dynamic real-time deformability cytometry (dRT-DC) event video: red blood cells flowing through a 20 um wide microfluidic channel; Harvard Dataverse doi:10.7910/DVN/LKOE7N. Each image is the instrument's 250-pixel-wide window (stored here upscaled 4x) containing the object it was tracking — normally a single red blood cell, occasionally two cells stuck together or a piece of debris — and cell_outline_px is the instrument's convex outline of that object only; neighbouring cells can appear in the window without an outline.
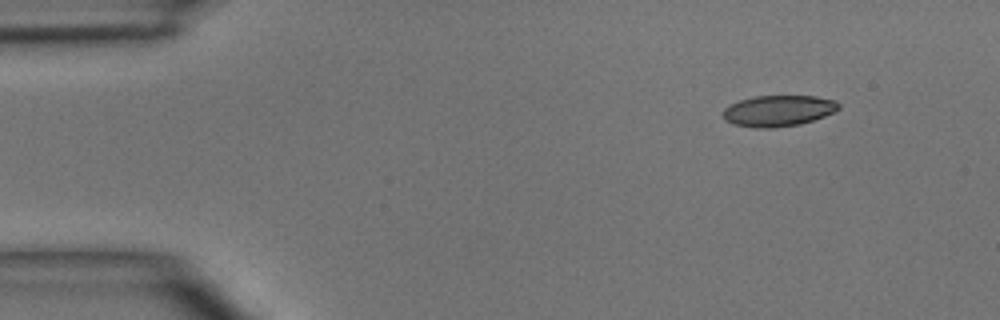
{"species": "common noctule bat (a hibernating species)", "species_latin": "Nyctalus noctula", "temperature_condition": "room temperature", "stored_images_in_passage": 4, "camera_frame_rate_fps": 3000, "um_per_image_px": 0.085, "animal": {"sex": "male", "body_mass_g": 15.6}, "frame": {"image": 1, "passage_image": 1, "time_ms": 0.0, "image_size_px": [1000, 320], "cell_outline_px": [[840, 108], [824, 116], [800, 124], [772, 128], [756, 128], [732, 124], [724, 120], [724, 108], [740, 100], [756, 96], [816, 96], [836, 100], [840, 104]], "centroid_in_image_um": [66.16, 9.42], "position_along_channel_um": 18.8, "area_um2": 20.87}}
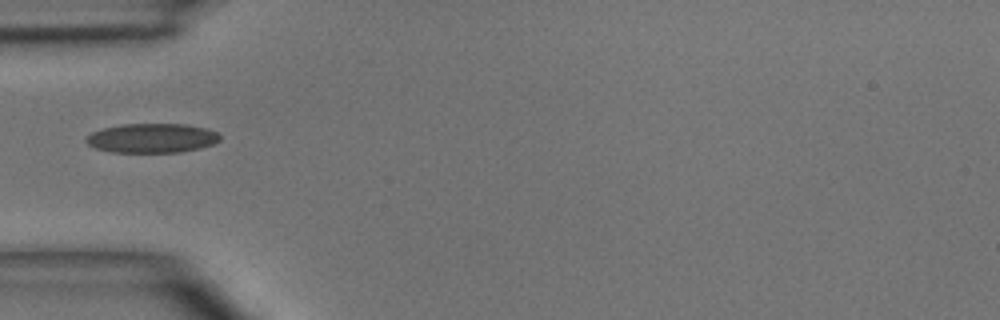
{"frame": {"image": 2, "passage_image": 4, "time_ms": 3.333, "image_size_px": [1000, 320], "cell_outline_px": [[220, 140], [212, 144], [200, 148], [180, 152], [112, 152], [96, 148], [88, 144], [84, 140], [92, 132], [104, 128], [120, 124], [184, 124], [208, 128], [216, 132], [220, 136]], "centroid_in_image_um": [12.92, 11.73], "position_along_channel_um": 72.1, "area_um2": 22.83}}